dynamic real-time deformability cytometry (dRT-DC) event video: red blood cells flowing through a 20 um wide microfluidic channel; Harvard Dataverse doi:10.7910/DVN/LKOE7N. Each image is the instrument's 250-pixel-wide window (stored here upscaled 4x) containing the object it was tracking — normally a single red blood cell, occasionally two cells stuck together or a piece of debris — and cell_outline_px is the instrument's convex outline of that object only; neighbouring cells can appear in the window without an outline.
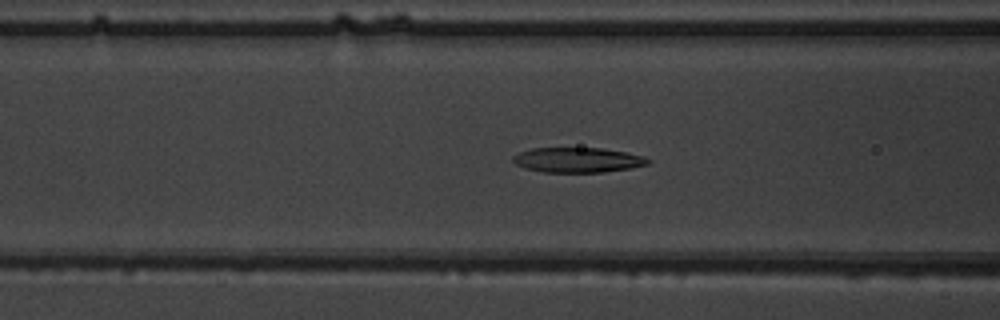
{"species": "common noctule bat (a hibernating species)", "species_latin": "Nyctalus noctula", "temperature_condition": "warm", "stored_images_in_passage": 51, "camera_frame_rate_fps": 3000, "um_per_image_px": 0.085, "animal": {"sex": "male", "body_mass_g": 19.5, "forearm_length_mm": 54.6}, "frame": {"image": 1, "passage_image": 21, "time_ms": 6.667, "image_size_px": [1000, 320], "cell_outline_px": [[652, 160], [648, 164], [632, 168], [604, 172], [544, 172], [524, 168], [516, 164], [512, 160], [512, 156], [520, 152], [532, 148], [600, 148], [624, 152], [644, 156]], "centroid_in_image_um": [49.11, 13.6], "position_along_channel_um": 117.5, "area_um2": 19.65}}
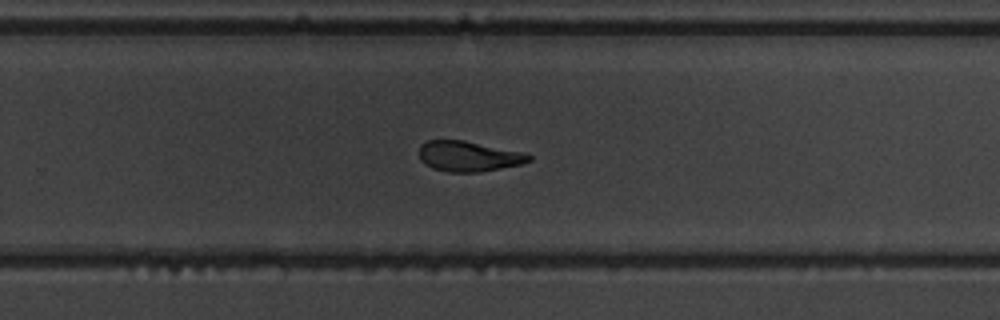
{"frame": {"image": 2, "passage_image": 34, "time_ms": 11.0, "image_size_px": [1000, 320], "cell_outline_px": [[532, 160], [520, 164], [480, 172], [448, 172], [432, 168], [424, 164], [420, 160], [420, 144], [428, 140], [464, 140], [520, 152], [532, 156]], "centroid_in_image_um": [39.78, 13.29], "position_along_channel_um": 290.0, "area_um2": 19.25}}
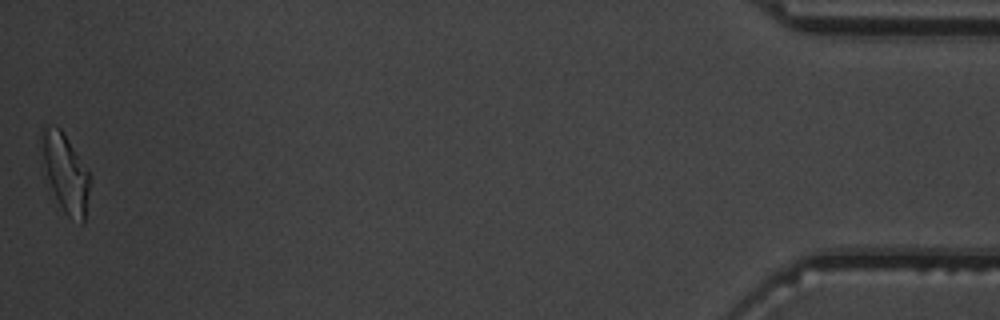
{"frame": {"image": 3, "passage_image": 51, "time_ms": 16.667, "image_size_px": [1000, 320], "cell_outline_px": [[92, 180], [84, 224], [80, 224], [68, 216], [64, 212], [52, 188], [48, 176], [44, 160], [40, 136], [40, 132], [44, 128], [60, 128], [92, 176]], "centroid_in_image_um": [5.64, 14.77], "position_along_channel_um": 429.6, "area_um2": 21.44}, "authors_computed_cell_mechanics": {"area_um2": 20.6924, "velocity_mm_per_s": 3.9803, "shape_relaxation_time_tau1_ms": 4.4122, "shape_relaxation_time_tau2_ms": 2.9117, "deformation_change_tau1": 0.186, "deformation_change_tau2": 0.0816}}